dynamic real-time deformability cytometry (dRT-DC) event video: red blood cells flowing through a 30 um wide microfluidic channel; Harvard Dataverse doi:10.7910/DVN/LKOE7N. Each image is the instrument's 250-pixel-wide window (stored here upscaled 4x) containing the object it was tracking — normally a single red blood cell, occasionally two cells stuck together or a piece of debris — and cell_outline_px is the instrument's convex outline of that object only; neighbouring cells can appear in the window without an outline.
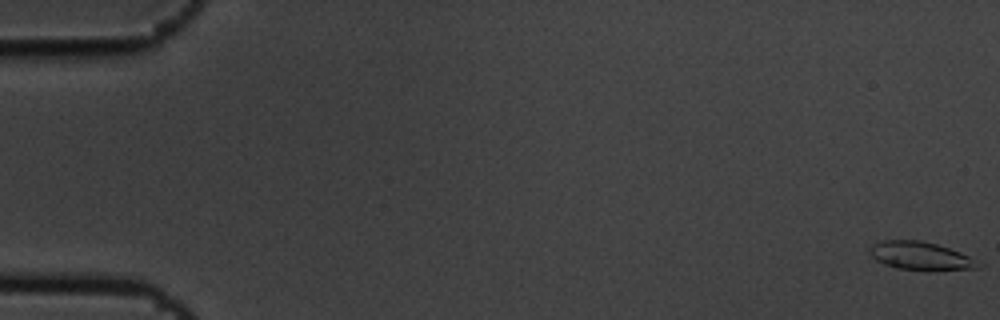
{"species": "common noctule bat (a hibernating species)", "species_latin": "Nyctalus noctula", "temperature_condition": "cold", "stored_images_in_passage": 6, "camera_frame_rate_fps": 3000, "um_per_image_px": 0.085, "animal": {"sex": "male", "body_mass_g": 19.5, "forearm_length_mm": 54.6}, "frame": {"image": 1, "passage_image": 1, "time_ms": 0.0, "image_size_px": [1000, 320], "cell_outline_px": [[984, 264], [980, 268], [896, 268], [884, 264], [876, 260], [868, 252], [868, 248], [872, 244], [880, 240], [920, 240], [936, 244], [960, 252]], "centroid_in_image_um": [78.17, 21.7], "position_along_channel_um": 6.8, "area_um2": 17.17}}